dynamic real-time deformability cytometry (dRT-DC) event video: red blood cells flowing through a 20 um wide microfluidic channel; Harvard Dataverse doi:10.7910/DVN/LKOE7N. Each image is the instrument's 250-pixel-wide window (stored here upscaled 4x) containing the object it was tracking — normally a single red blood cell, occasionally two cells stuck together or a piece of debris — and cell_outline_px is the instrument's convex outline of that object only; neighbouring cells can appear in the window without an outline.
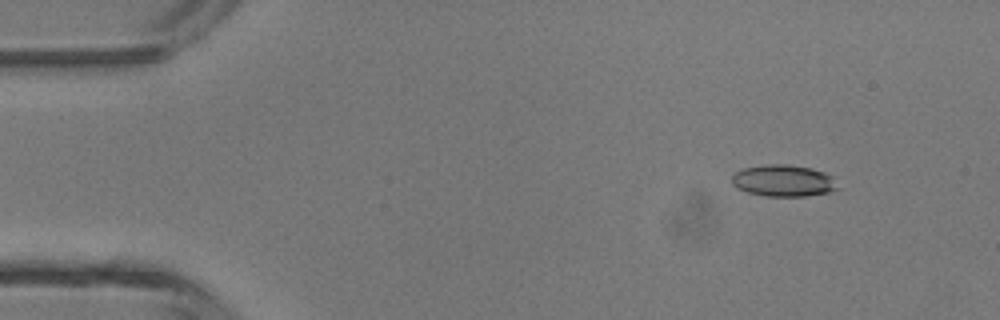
{"species": "common noctule bat (a hibernating species)", "species_latin": "Nyctalus noctula", "temperature_condition": "room temperature", "stored_images_in_passage": 4, "camera_frame_rate_fps": 3000, "um_per_image_px": 0.085, "animal": {"sex": "male", "body_mass_g": 13.3}, "frame": {"image": 1, "passage_image": 2, "time_ms": 0.333, "image_size_px": [1000, 320], "cell_outline_px": [[840, 188], [828, 192], [804, 196], [764, 196], [748, 192], [736, 188], [732, 184], [732, 176], [736, 172], [744, 168], [768, 164], [788, 164], [812, 168], [824, 172], [832, 176]], "centroid_in_image_um": [66.6, 15.36], "position_along_channel_um": 18.4, "area_um2": 19.59}}
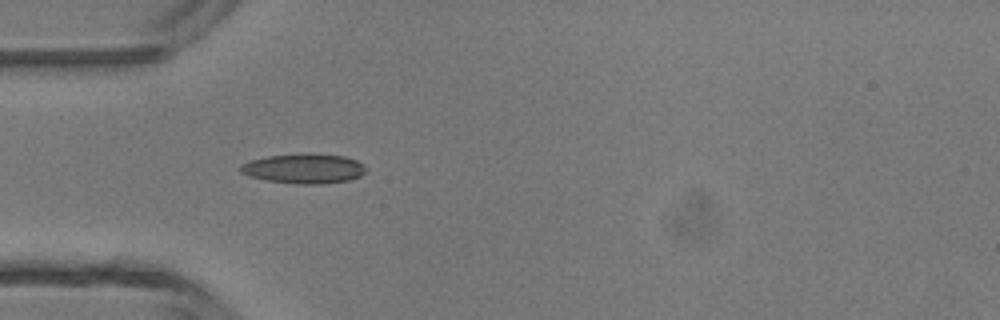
{"frame": {"image": 2, "passage_image": 4, "time_ms": 1.0, "image_size_px": [1000, 320], "cell_outline_px": [[368, 168], [360, 176], [348, 180], [320, 184], [296, 184], [264, 180], [240, 172], [240, 164], [252, 160], [268, 156], [308, 152], [344, 156], [356, 160], [364, 164]], "centroid_in_image_um": [25.86, 14.31], "position_along_channel_um": 59.1, "area_um2": 21.96}}